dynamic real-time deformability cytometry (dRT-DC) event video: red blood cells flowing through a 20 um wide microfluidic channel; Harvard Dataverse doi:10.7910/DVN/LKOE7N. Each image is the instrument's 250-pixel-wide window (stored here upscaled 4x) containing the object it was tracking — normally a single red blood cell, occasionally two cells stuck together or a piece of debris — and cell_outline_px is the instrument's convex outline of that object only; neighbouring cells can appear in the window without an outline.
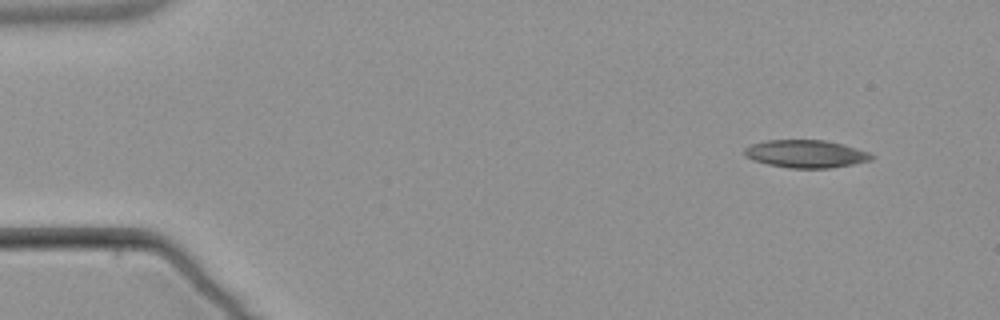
{"species": "common noctule bat (a hibernating species)", "species_latin": "Nyctalus noctula", "temperature_condition": "warm", "stored_images_in_passage": 4, "camera_frame_rate_fps": 3000, "um_per_image_px": 0.085, "animal": {"sex": "male", "body_mass_g": 21.5, "forearm_length_mm": 52.0}, "frame": {"image": 1, "passage_image": 1, "time_ms": 0.0, "image_size_px": [1000, 320], "cell_outline_px": [[876, 156], [872, 160], [852, 164], [828, 168], [788, 168], [768, 164], [752, 160], [744, 156], [744, 148], [752, 144], [764, 140], [824, 140], [844, 144], [868, 152]], "centroid_in_image_um": [68.48, 13.07], "position_along_channel_um": 16.5, "area_um2": 20.63}}
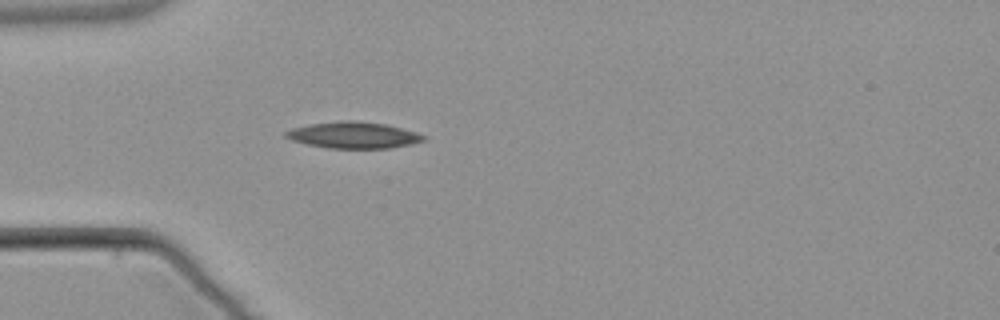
{"frame": {"image": 2, "passage_image": 4, "time_ms": 3.667, "image_size_px": [1000, 320], "cell_outline_px": [[428, 136], [424, 140], [392, 148], [328, 148], [308, 144], [292, 140], [284, 136], [284, 132], [292, 128], [308, 124], [340, 120], [352, 120], [388, 124], [416, 132]], "centroid_in_image_um": [30.04, 11.47], "position_along_channel_um": 55.0, "area_um2": 21.27}}